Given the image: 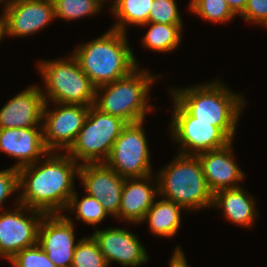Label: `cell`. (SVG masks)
<instances>
[{
  "label": "cell",
  "mask_w": 267,
  "mask_h": 267,
  "mask_svg": "<svg viewBox=\"0 0 267 267\" xmlns=\"http://www.w3.org/2000/svg\"><path fill=\"white\" fill-rule=\"evenodd\" d=\"M44 158L18 169L19 204L46 215L61 214L75 192L80 164L67 153L48 152Z\"/></svg>",
  "instance_id": "1"
},
{
  "label": "cell",
  "mask_w": 267,
  "mask_h": 267,
  "mask_svg": "<svg viewBox=\"0 0 267 267\" xmlns=\"http://www.w3.org/2000/svg\"><path fill=\"white\" fill-rule=\"evenodd\" d=\"M174 98L196 121L213 122L232 141L238 119L246 101L240 93L232 92L220 80L206 84L172 88Z\"/></svg>",
  "instance_id": "2"
},
{
  "label": "cell",
  "mask_w": 267,
  "mask_h": 267,
  "mask_svg": "<svg viewBox=\"0 0 267 267\" xmlns=\"http://www.w3.org/2000/svg\"><path fill=\"white\" fill-rule=\"evenodd\" d=\"M81 70L97 88L128 75L138 65L126 33L110 28L72 52Z\"/></svg>",
  "instance_id": "3"
},
{
  "label": "cell",
  "mask_w": 267,
  "mask_h": 267,
  "mask_svg": "<svg viewBox=\"0 0 267 267\" xmlns=\"http://www.w3.org/2000/svg\"><path fill=\"white\" fill-rule=\"evenodd\" d=\"M155 179L158 180L159 196L185 210L192 212L213 205L214 194L207 185L198 156L178 153L172 162L162 167Z\"/></svg>",
  "instance_id": "4"
},
{
  "label": "cell",
  "mask_w": 267,
  "mask_h": 267,
  "mask_svg": "<svg viewBox=\"0 0 267 267\" xmlns=\"http://www.w3.org/2000/svg\"><path fill=\"white\" fill-rule=\"evenodd\" d=\"M159 76L149 69L136 67L128 75L97 87L94 106L103 113L118 117L127 124L146 119L153 107L148 100L151 85Z\"/></svg>",
  "instance_id": "5"
},
{
  "label": "cell",
  "mask_w": 267,
  "mask_h": 267,
  "mask_svg": "<svg viewBox=\"0 0 267 267\" xmlns=\"http://www.w3.org/2000/svg\"><path fill=\"white\" fill-rule=\"evenodd\" d=\"M38 70L44 81L45 90L41 91L46 103L50 100L53 103L94 105L96 87L72 53L64 59L39 61Z\"/></svg>",
  "instance_id": "6"
},
{
  "label": "cell",
  "mask_w": 267,
  "mask_h": 267,
  "mask_svg": "<svg viewBox=\"0 0 267 267\" xmlns=\"http://www.w3.org/2000/svg\"><path fill=\"white\" fill-rule=\"evenodd\" d=\"M126 125L124 120L91 105L75 142L66 153L78 164L105 163Z\"/></svg>",
  "instance_id": "7"
},
{
  "label": "cell",
  "mask_w": 267,
  "mask_h": 267,
  "mask_svg": "<svg viewBox=\"0 0 267 267\" xmlns=\"http://www.w3.org/2000/svg\"><path fill=\"white\" fill-rule=\"evenodd\" d=\"M169 132L179 144V154L197 156L226 146L232 140L213 122L196 121L174 98Z\"/></svg>",
  "instance_id": "8"
},
{
  "label": "cell",
  "mask_w": 267,
  "mask_h": 267,
  "mask_svg": "<svg viewBox=\"0 0 267 267\" xmlns=\"http://www.w3.org/2000/svg\"><path fill=\"white\" fill-rule=\"evenodd\" d=\"M144 122L130 123L122 129L105 162L122 178H140L153 173Z\"/></svg>",
  "instance_id": "9"
},
{
  "label": "cell",
  "mask_w": 267,
  "mask_h": 267,
  "mask_svg": "<svg viewBox=\"0 0 267 267\" xmlns=\"http://www.w3.org/2000/svg\"><path fill=\"white\" fill-rule=\"evenodd\" d=\"M16 202L14 210L0 211V258L7 260L38 243L40 224L46 215L19 204V198Z\"/></svg>",
  "instance_id": "10"
},
{
  "label": "cell",
  "mask_w": 267,
  "mask_h": 267,
  "mask_svg": "<svg viewBox=\"0 0 267 267\" xmlns=\"http://www.w3.org/2000/svg\"><path fill=\"white\" fill-rule=\"evenodd\" d=\"M49 111L45 103L42 117V133L49 152L68 151L83 126L90 106L56 103ZM58 107V108H57Z\"/></svg>",
  "instance_id": "11"
},
{
  "label": "cell",
  "mask_w": 267,
  "mask_h": 267,
  "mask_svg": "<svg viewBox=\"0 0 267 267\" xmlns=\"http://www.w3.org/2000/svg\"><path fill=\"white\" fill-rule=\"evenodd\" d=\"M2 17L6 35L25 37L34 35L55 19L52 0L5 1Z\"/></svg>",
  "instance_id": "12"
},
{
  "label": "cell",
  "mask_w": 267,
  "mask_h": 267,
  "mask_svg": "<svg viewBox=\"0 0 267 267\" xmlns=\"http://www.w3.org/2000/svg\"><path fill=\"white\" fill-rule=\"evenodd\" d=\"M78 177L86 194L101 202L107 214L117 217L125 178L106 163L80 164Z\"/></svg>",
  "instance_id": "13"
},
{
  "label": "cell",
  "mask_w": 267,
  "mask_h": 267,
  "mask_svg": "<svg viewBox=\"0 0 267 267\" xmlns=\"http://www.w3.org/2000/svg\"><path fill=\"white\" fill-rule=\"evenodd\" d=\"M74 227L72 218L63 214L45 215L40 224L38 244L56 267H71L79 242Z\"/></svg>",
  "instance_id": "14"
},
{
  "label": "cell",
  "mask_w": 267,
  "mask_h": 267,
  "mask_svg": "<svg viewBox=\"0 0 267 267\" xmlns=\"http://www.w3.org/2000/svg\"><path fill=\"white\" fill-rule=\"evenodd\" d=\"M92 236L98 243L108 266L116 262L125 267H135L149 260L146 248L138 239L139 236L126 229L120 227L97 229Z\"/></svg>",
  "instance_id": "15"
},
{
  "label": "cell",
  "mask_w": 267,
  "mask_h": 267,
  "mask_svg": "<svg viewBox=\"0 0 267 267\" xmlns=\"http://www.w3.org/2000/svg\"><path fill=\"white\" fill-rule=\"evenodd\" d=\"M45 103L41 88H26L0 109V129L42 127Z\"/></svg>",
  "instance_id": "16"
},
{
  "label": "cell",
  "mask_w": 267,
  "mask_h": 267,
  "mask_svg": "<svg viewBox=\"0 0 267 267\" xmlns=\"http://www.w3.org/2000/svg\"><path fill=\"white\" fill-rule=\"evenodd\" d=\"M232 142L226 146L198 154L204 177L210 191L215 194L223 189L240 187L245 174L234 161Z\"/></svg>",
  "instance_id": "17"
},
{
  "label": "cell",
  "mask_w": 267,
  "mask_h": 267,
  "mask_svg": "<svg viewBox=\"0 0 267 267\" xmlns=\"http://www.w3.org/2000/svg\"><path fill=\"white\" fill-rule=\"evenodd\" d=\"M0 151L18 159L13 167L34 164L49 152L44 144L42 127L0 129Z\"/></svg>",
  "instance_id": "18"
},
{
  "label": "cell",
  "mask_w": 267,
  "mask_h": 267,
  "mask_svg": "<svg viewBox=\"0 0 267 267\" xmlns=\"http://www.w3.org/2000/svg\"><path fill=\"white\" fill-rule=\"evenodd\" d=\"M153 177L148 175L125 179L117 219L135 225L142 223L147 211L155 202L156 195H159L158 180H154Z\"/></svg>",
  "instance_id": "19"
},
{
  "label": "cell",
  "mask_w": 267,
  "mask_h": 267,
  "mask_svg": "<svg viewBox=\"0 0 267 267\" xmlns=\"http://www.w3.org/2000/svg\"><path fill=\"white\" fill-rule=\"evenodd\" d=\"M256 202L245 189H223L213 195V207L222 209L223 216L235 225L251 228L258 217Z\"/></svg>",
  "instance_id": "20"
},
{
  "label": "cell",
  "mask_w": 267,
  "mask_h": 267,
  "mask_svg": "<svg viewBox=\"0 0 267 267\" xmlns=\"http://www.w3.org/2000/svg\"><path fill=\"white\" fill-rule=\"evenodd\" d=\"M185 209L171 200L161 198L147 211L142 222H148L149 230L162 238L174 237L181 224V211Z\"/></svg>",
  "instance_id": "21"
},
{
  "label": "cell",
  "mask_w": 267,
  "mask_h": 267,
  "mask_svg": "<svg viewBox=\"0 0 267 267\" xmlns=\"http://www.w3.org/2000/svg\"><path fill=\"white\" fill-rule=\"evenodd\" d=\"M110 11L117 16V23L111 27L126 33L129 25L142 26L148 23L153 0H114Z\"/></svg>",
  "instance_id": "22"
},
{
  "label": "cell",
  "mask_w": 267,
  "mask_h": 267,
  "mask_svg": "<svg viewBox=\"0 0 267 267\" xmlns=\"http://www.w3.org/2000/svg\"><path fill=\"white\" fill-rule=\"evenodd\" d=\"M150 25V29L142 38L144 48L156 52H171L177 49L181 42L183 24H164L148 22L143 26Z\"/></svg>",
  "instance_id": "23"
},
{
  "label": "cell",
  "mask_w": 267,
  "mask_h": 267,
  "mask_svg": "<svg viewBox=\"0 0 267 267\" xmlns=\"http://www.w3.org/2000/svg\"><path fill=\"white\" fill-rule=\"evenodd\" d=\"M78 198L75 191L69 200L66 210L76 213L78 221L81 220L96 229V225L103 222V219L108 216L107 212L104 210L101 202L88 194L83 196L81 200H78Z\"/></svg>",
  "instance_id": "24"
},
{
  "label": "cell",
  "mask_w": 267,
  "mask_h": 267,
  "mask_svg": "<svg viewBox=\"0 0 267 267\" xmlns=\"http://www.w3.org/2000/svg\"><path fill=\"white\" fill-rule=\"evenodd\" d=\"M189 11L212 23L222 24L235 18L226 0H190Z\"/></svg>",
  "instance_id": "25"
},
{
  "label": "cell",
  "mask_w": 267,
  "mask_h": 267,
  "mask_svg": "<svg viewBox=\"0 0 267 267\" xmlns=\"http://www.w3.org/2000/svg\"><path fill=\"white\" fill-rule=\"evenodd\" d=\"M71 267H109L92 235L79 240L73 253Z\"/></svg>",
  "instance_id": "26"
},
{
  "label": "cell",
  "mask_w": 267,
  "mask_h": 267,
  "mask_svg": "<svg viewBox=\"0 0 267 267\" xmlns=\"http://www.w3.org/2000/svg\"><path fill=\"white\" fill-rule=\"evenodd\" d=\"M55 18L66 21L91 16L101 12L102 6L96 0H52Z\"/></svg>",
  "instance_id": "27"
},
{
  "label": "cell",
  "mask_w": 267,
  "mask_h": 267,
  "mask_svg": "<svg viewBox=\"0 0 267 267\" xmlns=\"http://www.w3.org/2000/svg\"><path fill=\"white\" fill-rule=\"evenodd\" d=\"M9 263L14 267H56L38 243L18 252Z\"/></svg>",
  "instance_id": "28"
},
{
  "label": "cell",
  "mask_w": 267,
  "mask_h": 267,
  "mask_svg": "<svg viewBox=\"0 0 267 267\" xmlns=\"http://www.w3.org/2000/svg\"><path fill=\"white\" fill-rule=\"evenodd\" d=\"M175 0H153L148 22L183 24Z\"/></svg>",
  "instance_id": "29"
},
{
  "label": "cell",
  "mask_w": 267,
  "mask_h": 267,
  "mask_svg": "<svg viewBox=\"0 0 267 267\" xmlns=\"http://www.w3.org/2000/svg\"><path fill=\"white\" fill-rule=\"evenodd\" d=\"M19 173L18 169L10 167L0 170V208L3 210V203L13 195L19 193Z\"/></svg>",
  "instance_id": "30"
},
{
  "label": "cell",
  "mask_w": 267,
  "mask_h": 267,
  "mask_svg": "<svg viewBox=\"0 0 267 267\" xmlns=\"http://www.w3.org/2000/svg\"><path fill=\"white\" fill-rule=\"evenodd\" d=\"M247 22L267 27V0H248L240 15Z\"/></svg>",
  "instance_id": "31"
},
{
  "label": "cell",
  "mask_w": 267,
  "mask_h": 267,
  "mask_svg": "<svg viewBox=\"0 0 267 267\" xmlns=\"http://www.w3.org/2000/svg\"><path fill=\"white\" fill-rule=\"evenodd\" d=\"M185 257L186 256L182 248H180V246H177L174 250L172 258H170L169 260V267H190Z\"/></svg>",
  "instance_id": "32"
},
{
  "label": "cell",
  "mask_w": 267,
  "mask_h": 267,
  "mask_svg": "<svg viewBox=\"0 0 267 267\" xmlns=\"http://www.w3.org/2000/svg\"><path fill=\"white\" fill-rule=\"evenodd\" d=\"M248 0H226L228 6L235 15H241L247 5Z\"/></svg>",
  "instance_id": "33"
},
{
  "label": "cell",
  "mask_w": 267,
  "mask_h": 267,
  "mask_svg": "<svg viewBox=\"0 0 267 267\" xmlns=\"http://www.w3.org/2000/svg\"><path fill=\"white\" fill-rule=\"evenodd\" d=\"M5 35H6L5 24L3 21V17L1 15V17H0V43H1L2 39L5 37Z\"/></svg>",
  "instance_id": "34"
},
{
  "label": "cell",
  "mask_w": 267,
  "mask_h": 267,
  "mask_svg": "<svg viewBox=\"0 0 267 267\" xmlns=\"http://www.w3.org/2000/svg\"><path fill=\"white\" fill-rule=\"evenodd\" d=\"M102 7H103V5L102 4H104L105 3V1H109V0H96Z\"/></svg>",
  "instance_id": "35"
},
{
  "label": "cell",
  "mask_w": 267,
  "mask_h": 267,
  "mask_svg": "<svg viewBox=\"0 0 267 267\" xmlns=\"http://www.w3.org/2000/svg\"><path fill=\"white\" fill-rule=\"evenodd\" d=\"M4 1H9V0H0V4H1V3H4Z\"/></svg>",
  "instance_id": "36"
}]
</instances>
